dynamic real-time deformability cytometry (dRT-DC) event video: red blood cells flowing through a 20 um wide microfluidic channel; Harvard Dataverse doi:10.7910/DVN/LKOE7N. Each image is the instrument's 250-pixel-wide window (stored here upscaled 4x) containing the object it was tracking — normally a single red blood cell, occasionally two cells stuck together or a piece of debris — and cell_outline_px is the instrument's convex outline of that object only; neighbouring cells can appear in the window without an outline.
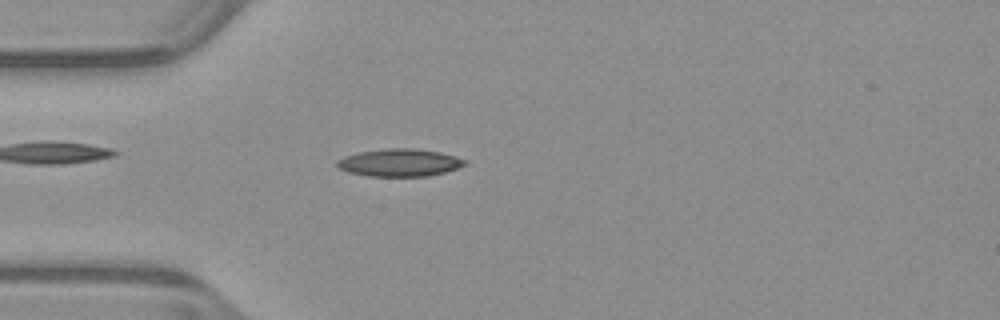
{"species": "common noctule bat (a hibernating species)", "species_latin": "Nyctalus noctula", "temperature_condition": "warm", "stored_images_in_passage": 51, "camera_frame_rate_fps": 3000, "um_per_image_px": 0.085, "animal": {"sex": "male", "body_mass_g": 23.1, "forearm_length_mm": 52.7}, "frame": {"image": 1, "passage_image": 14, "time_ms": 4.333, "image_size_px": [1000, 320], "cell_outline_px": [[468, 160], [464, 164], [456, 168], [444, 172], [428, 176], [368, 176], [348, 172], [340, 168], [336, 164], [336, 160], [344, 156], [356, 152], [384, 148], [416, 148], [440, 152], [456, 156]], "centroid_in_image_um": [33.93, 13.81], "position_along_channel_um": 51.1, "area_um2": 20.63}}
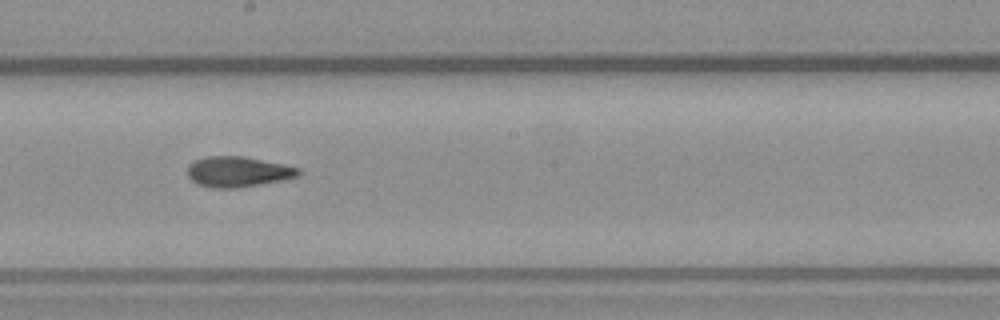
{"frame": {"image": 2, "passage_image": 28, "time_ms": 9.0, "image_size_px": [1000, 320], "cell_outline_px": [[300, 172], [296, 176], [280, 180], [236, 188], [216, 188], [200, 184], [192, 180], [188, 176], [188, 164], [196, 160], [208, 156], [240, 156], [284, 164], [300, 168]], "centroid_in_image_um": [20.2, 14.59], "position_along_channel_um": 228.0, "area_um2": 19.25}}
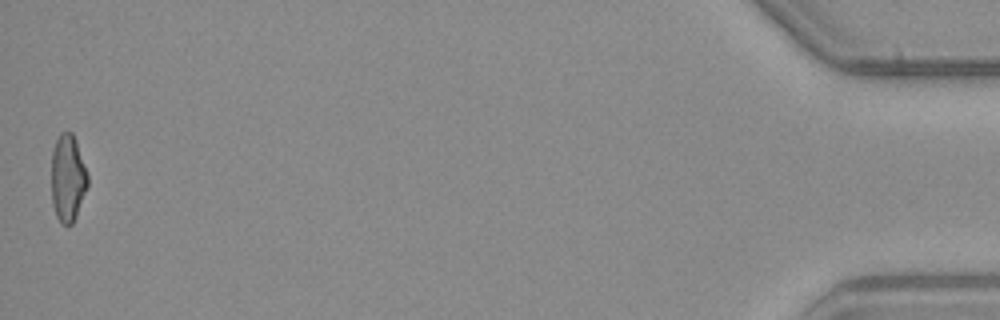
{"frame": {"image": 3, "passage_image": 51, "time_ms": 16.667, "image_size_px": [1000, 320], "cell_outline_px": [[88, 184], [76, 216], [72, 224], [60, 224], [56, 216], [52, 204], [52, 152], [56, 140], [60, 132], [72, 132], [88, 176]], "centroid_in_image_um": [5.74, 15.17], "position_along_channel_um": 429.5, "area_um2": 18.15}, "authors_computed_cell_mechanics": {"area_um2": 19.1896, "velocity_mm_per_s": 3.9709, "shape_relaxation_time_tau1_ms": 6.6061, "shape_relaxation_time_tau2_ms": 2.6028, "deformation_change_tau1": 0.2062, "deformation_change_tau2": 0.1033}}